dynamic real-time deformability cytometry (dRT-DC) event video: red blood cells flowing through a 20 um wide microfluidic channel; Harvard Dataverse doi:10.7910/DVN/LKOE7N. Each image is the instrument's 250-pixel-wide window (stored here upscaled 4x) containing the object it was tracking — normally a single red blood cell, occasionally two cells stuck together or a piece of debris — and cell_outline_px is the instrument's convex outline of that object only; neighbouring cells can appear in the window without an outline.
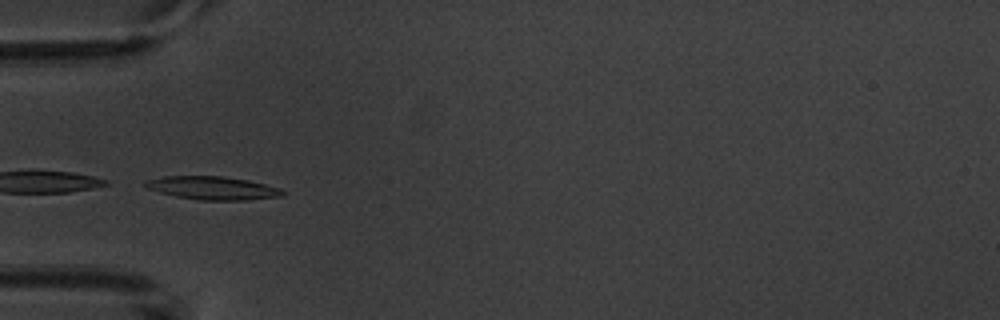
{"species": "common noctule bat (a hibernating species)", "species_latin": "Nyctalus noctula", "temperature_condition": "warm", "stored_images_in_passage": 6, "camera_frame_rate_fps": 3000, "um_per_image_px": 0.085, "animal": {"sex": "male", "body_mass_g": 20.1, "forearm_length_mm": 53.5}, "frame": {"image": 1, "passage_image": 4, "time_ms": 3.667, "image_size_px": [1000, 320], "cell_outline_px": [[284, 196], [248, 200], [200, 200], [176, 196], [160, 192], [148, 188], [144, 184], [144, 180], [164, 176], [224, 176], [248, 180], [280, 188], [284, 192]], "centroid_in_image_um": [18.08, 15.98], "position_along_channel_um": 66.9, "area_um2": 18.55}}
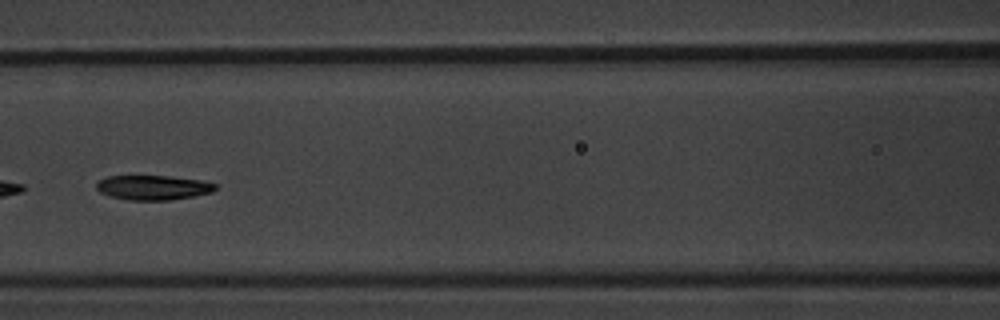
{"frame": {"image": 2, "passage_image": 6, "time_ms": 6.0, "image_size_px": [1000, 320], "cell_outline_px": [[216, 188], [212, 192], [192, 196], [168, 200], [128, 200], [108, 196], [100, 192], [96, 188], [96, 184], [100, 180], [108, 176], [168, 176], [200, 180], [216, 184]], "centroid_in_image_um": [12.98, 15.94], "position_along_channel_um": 153.6, "area_um2": 16.94}}